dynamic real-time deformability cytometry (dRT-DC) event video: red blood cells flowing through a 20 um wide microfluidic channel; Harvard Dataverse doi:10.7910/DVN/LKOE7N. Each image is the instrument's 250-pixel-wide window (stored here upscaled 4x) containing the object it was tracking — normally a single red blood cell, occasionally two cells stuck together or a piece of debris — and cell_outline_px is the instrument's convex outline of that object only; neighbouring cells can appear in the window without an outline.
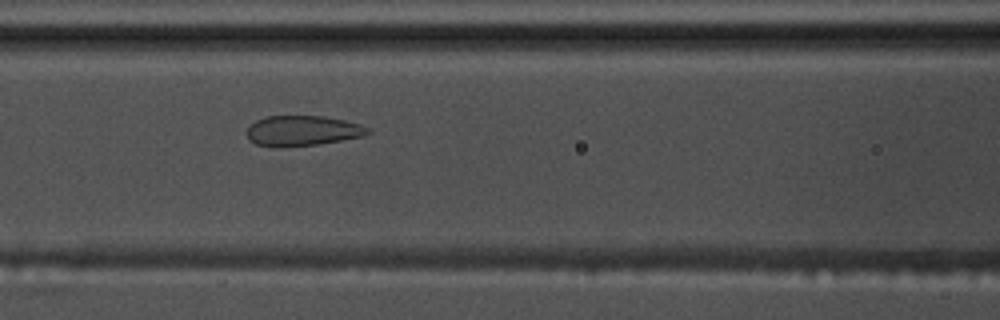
{"species": "common noctule bat (a hibernating species)", "species_latin": "Nyctalus noctula", "temperature_condition": "warm", "stored_images_in_passage": 39, "camera_frame_rate_fps": 3000, "um_per_image_px": 0.085, "animal": {"sex": "male", "body_mass_g": 17.5, "forearm_length_mm": 52.3}, "frame": {"image": 1, "passage_image": 8, "time_ms": 2.333, "image_size_px": [1000, 320], "cell_outline_px": [[372, 132], [364, 136], [316, 144], [280, 148], [276, 148], [256, 144], [248, 140], [248, 128], [256, 120], [268, 116], [324, 116], [344, 120], [360, 124], [368, 128]], "centroid_in_image_um": [25.7, 11.12], "position_along_channel_um": 140.9, "area_um2": 21.33}}
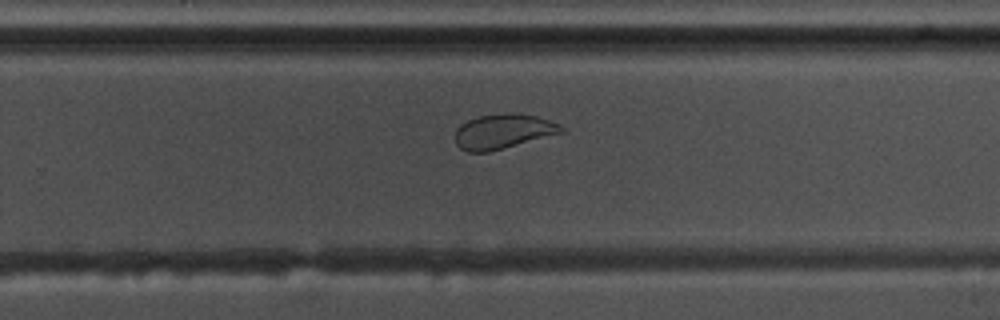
{"frame": {"image": 2, "passage_image": 20, "time_ms": 6.333, "image_size_px": [1000, 320], "cell_outline_px": [[568, 132], [488, 152], [468, 152], [460, 148], [456, 144], [456, 128], [460, 124], [476, 116], [508, 112], [516, 112], [536, 116], [560, 124]], "centroid_in_image_um": [42.8, 11.16], "position_along_channel_um": 287.0, "area_um2": 21.91}}
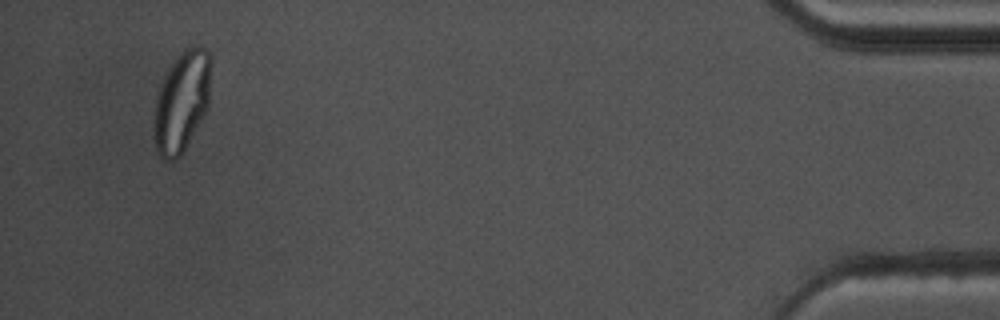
{"frame": {"image": 3, "passage_image": 37, "time_ms": 12.0, "image_size_px": [1000, 320], "cell_outline_px": [[212, 60], [208, 108], [180, 156], [176, 160], [164, 160], [156, 152], [152, 132], [152, 124], [156, 92], [168, 68], [180, 52], [184, 48], [196, 44], [204, 48], [212, 56]], "centroid_in_image_um": [15.42, 8.61], "position_along_channel_um": 419.8, "area_um2": 34.33}, "authors_computed_cell_mechanics": {"area_um2": 22.7732, "velocity_mm_per_s": 3.6662, "shape_relaxation_time_tau1_ms": 8.8911, "shape_relaxation_time_tau2_ms": null, "deformation_change_tau1": 0.2052, "deformation_change_tau2": null}}